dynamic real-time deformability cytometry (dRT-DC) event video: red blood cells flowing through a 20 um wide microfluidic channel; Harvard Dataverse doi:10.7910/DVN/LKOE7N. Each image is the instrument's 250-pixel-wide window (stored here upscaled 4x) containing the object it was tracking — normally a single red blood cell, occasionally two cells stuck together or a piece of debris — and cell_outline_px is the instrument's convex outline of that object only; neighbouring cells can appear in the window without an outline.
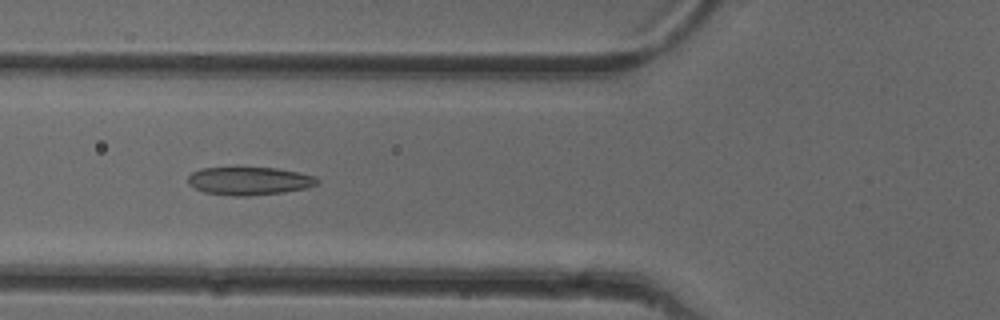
{"species": "common noctule bat (a hibernating species)", "species_latin": "Nyctalus noctula", "temperature_condition": "cold", "stored_images_in_passage": 51, "camera_frame_rate_fps": 3000, "um_per_image_px": 0.085, "animal": {"sex": "female"}, "frame": {"image": 1, "passage_image": 19, "time_ms": 6.0, "image_size_px": [1000, 320], "cell_outline_px": [[320, 180], [316, 184], [308, 188], [284, 192], [248, 196], [236, 196], [204, 192], [188, 184], [188, 176], [192, 172], [200, 168], [276, 168], [316, 176]], "centroid_in_image_um": [21.19, 15.38], "position_along_channel_um": 104.6, "area_um2": 21.04}}
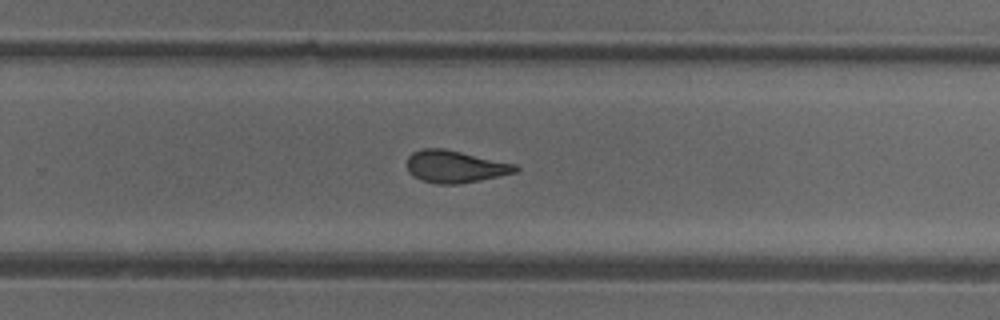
{"frame": {"image": 2, "passage_image": 33, "time_ms": 10.667, "image_size_px": [1000, 320], "cell_outline_px": [[520, 168], [516, 172], [500, 176], [480, 180], [456, 184], [440, 184], [420, 180], [408, 172], [408, 156], [412, 152], [420, 148], [444, 148], [516, 164]], "centroid_in_image_um": [38.68, 14.15], "position_along_channel_um": 291.1, "area_um2": 20.4}}
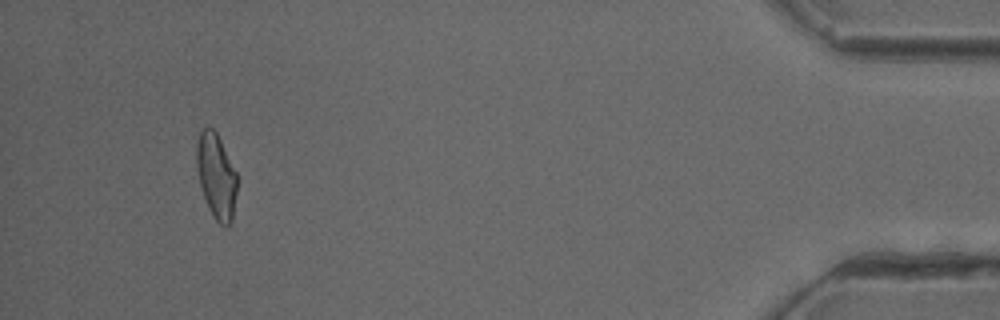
{"frame": {"image": 3, "passage_image": 48, "time_ms": 15.667, "image_size_px": [1000, 320], "cell_outline_px": [[236, 192], [232, 220], [228, 228], [220, 224], [216, 220], [208, 208], [200, 184], [196, 164], [196, 144], [200, 132], [204, 128], [212, 128], [216, 132], [236, 172]], "centroid_in_image_um": [18.37, 14.98], "position_along_channel_um": 416.8, "area_um2": 19.77}, "authors_computed_cell_mechanics": {"area_um2": 20.9236, "velocity_mm_per_s": 3.9923, "shape_relaxation_time_tau1_ms": null, "shape_relaxation_time_tau2_ms": 2.0108, "deformation_change_tau1": null, "deformation_change_tau2": 0.1}}